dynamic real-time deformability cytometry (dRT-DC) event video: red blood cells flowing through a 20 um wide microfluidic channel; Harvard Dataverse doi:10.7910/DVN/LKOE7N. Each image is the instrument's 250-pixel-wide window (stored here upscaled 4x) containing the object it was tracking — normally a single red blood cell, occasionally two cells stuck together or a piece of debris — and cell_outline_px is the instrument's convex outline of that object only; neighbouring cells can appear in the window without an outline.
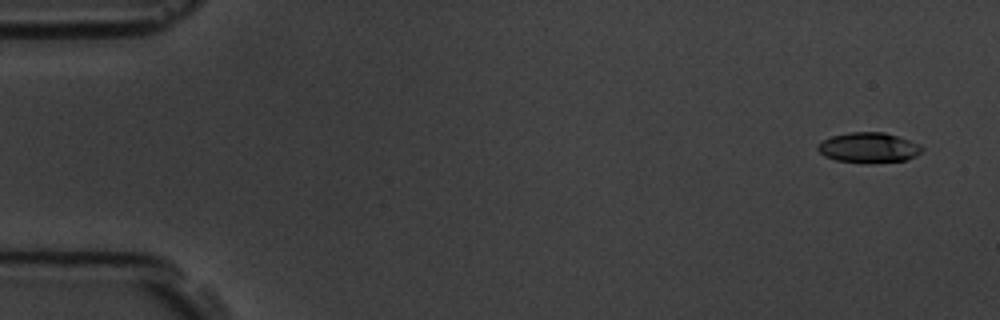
{"species": "common noctule bat (a hibernating species)", "species_latin": "Nyctalus noctula", "temperature_condition": "room temperature", "stored_images_in_passage": 6, "camera_frame_rate_fps": 3000, "um_per_image_px": 0.085, "animal": {"sex": "male", "body_mass_g": 19.5, "forearm_length_mm": 54.6}, "frame": {"image": 1, "passage_image": 1, "time_ms": 0.0, "image_size_px": [1000, 320], "cell_outline_px": [[924, 148], [916, 156], [904, 160], [836, 160], [824, 156], [816, 148], [824, 140], [832, 136], [848, 132], [884, 132], [920, 144]], "centroid_in_image_um": [73.84, 12.49], "position_along_channel_um": 11.2, "area_um2": 17.34}}
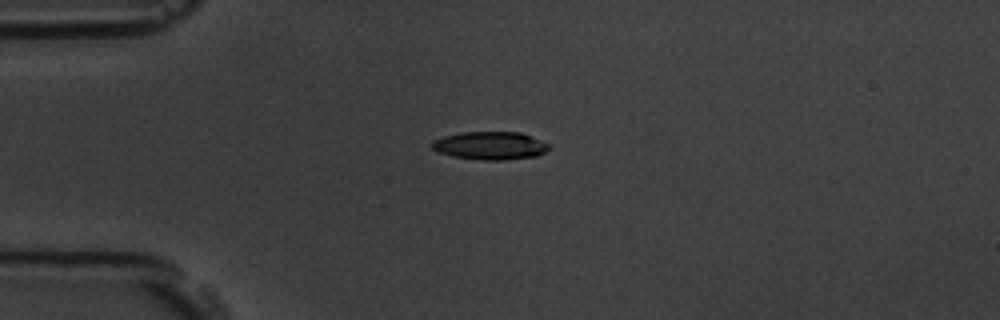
{"frame": {"image": 2, "passage_image": 4, "time_ms": 3.667, "image_size_px": [1000, 320], "cell_outline_px": [[552, 148], [536, 156], [504, 160], [480, 160], [452, 156], [440, 152], [432, 148], [432, 140], [444, 136], [460, 132], [520, 132], [548, 144]], "centroid_in_image_um": [41.65, 12.38], "position_along_channel_um": 43.3, "area_um2": 19.02}}
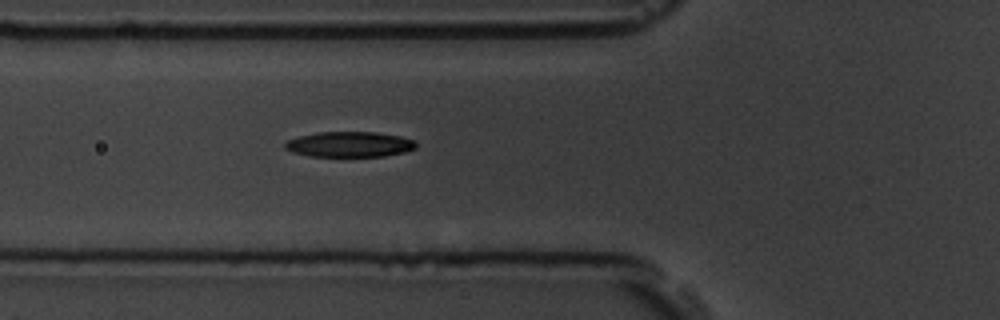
{"frame": {"image": 3, "passage_image": 6, "time_ms": 5.667, "image_size_px": [1000, 320], "cell_outline_px": [[416, 148], [404, 152], [384, 156], [308, 156], [292, 152], [284, 148], [284, 144], [288, 140], [300, 136], [316, 132], [376, 132], [400, 136], [412, 140], [416, 144]], "centroid_in_image_um": [29.68, 12.27], "position_along_channel_um": 96.1, "area_um2": 19.31}}